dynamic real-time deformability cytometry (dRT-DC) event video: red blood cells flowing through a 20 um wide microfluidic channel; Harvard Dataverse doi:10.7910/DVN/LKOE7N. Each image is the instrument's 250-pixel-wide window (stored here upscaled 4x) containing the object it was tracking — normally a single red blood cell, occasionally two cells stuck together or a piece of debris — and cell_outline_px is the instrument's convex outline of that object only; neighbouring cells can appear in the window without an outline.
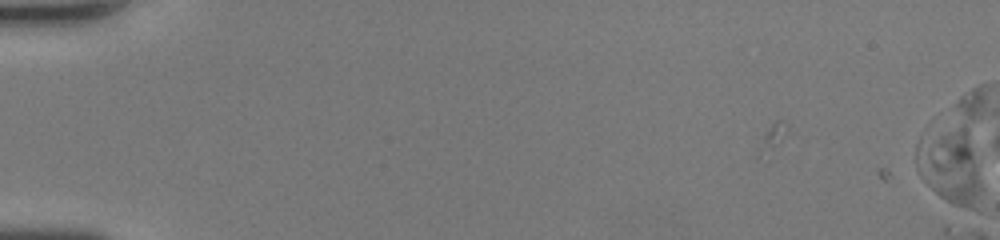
{"species": "human", "species_latin": "Homo sapiens", "temperature_condition": "room temperature", "stored_images_in_passage": 2, "camera_frame_rate_fps": 3000, "um_per_image_px": 0.085, "donor": {"sex": "female"}, "frame": {"image": 1, "passage_image": 2, "time_ms": 0.333, "image_size_px": [1000, 240], "cell_outline_px": [[980, 192], [976, 208], [972, 208], [956, 204], [940, 196], [920, 176], [916, 168], [916, 144], [924, 128], [964, 128], [968, 136], [980, 184]], "centroid_in_image_um": [80.64, 14.03], "position_along_channel_um": 4.4, "area_um2": 28.03}}